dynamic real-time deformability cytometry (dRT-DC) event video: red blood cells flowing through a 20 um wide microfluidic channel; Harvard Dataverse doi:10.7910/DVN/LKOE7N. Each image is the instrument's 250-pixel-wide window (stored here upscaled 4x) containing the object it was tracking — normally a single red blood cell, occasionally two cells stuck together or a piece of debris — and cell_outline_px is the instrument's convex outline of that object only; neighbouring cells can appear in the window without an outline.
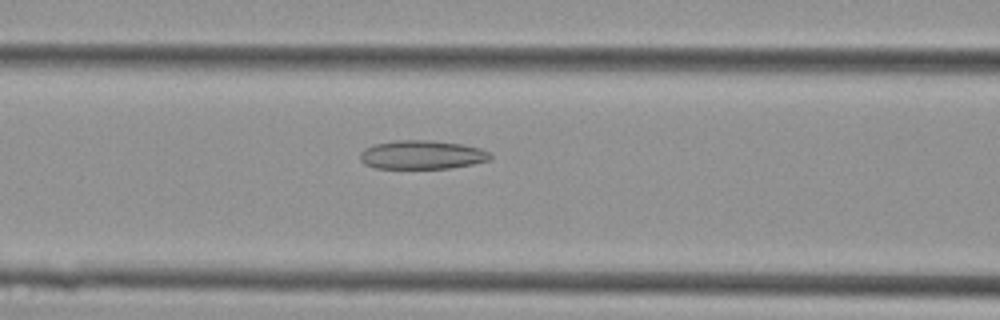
{"species": "Egyptian fruit bat (a non-hibernating species)", "species_latin": "Rousettus aegyptiacus", "temperature_condition": "cold", "stored_images_in_passage": 44, "camera_frame_rate_fps": 3000, "um_per_image_px": 0.085, "animal": {"sex": "female"}, "frame": {"image": 1, "passage_image": 18, "time_ms": 5.667, "image_size_px": [1000, 320], "cell_outline_px": [[492, 160], [452, 168], [376, 168], [364, 164], [360, 160], [360, 152], [364, 148], [372, 144], [396, 140], [428, 140], [460, 144], [480, 148], [492, 152]], "centroid_in_image_um": [35.87, 13.15], "position_along_channel_um": 130.7, "area_um2": 22.02}}
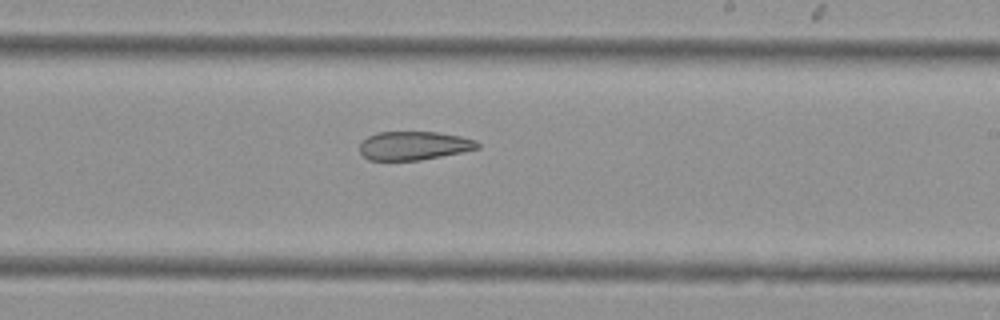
{"frame": {"image": 2, "passage_image": 26, "time_ms": 8.333, "image_size_px": [1000, 320], "cell_outline_px": [[480, 148], [420, 160], [368, 160], [360, 152], [360, 144], [368, 136], [376, 132], [436, 132], [460, 136], [476, 140], [480, 144]], "centroid_in_image_um": [35.17, 12.37], "position_along_channel_um": 253.8, "area_um2": 19.54}}
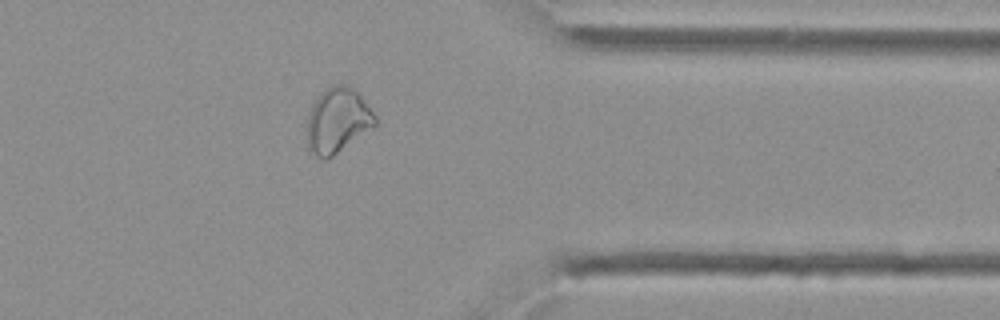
{"frame": {"image": 3, "passage_image": 35, "time_ms": 11.333, "image_size_px": [1000, 320], "cell_outline_px": [[376, 124], [332, 156], [324, 160], [308, 152], [308, 112], [312, 104], [320, 92], [332, 84], [348, 84], [360, 96], [376, 116]], "centroid_in_image_um": [28.65, 10.22], "position_along_channel_um": 382.7, "area_um2": 25.49}}